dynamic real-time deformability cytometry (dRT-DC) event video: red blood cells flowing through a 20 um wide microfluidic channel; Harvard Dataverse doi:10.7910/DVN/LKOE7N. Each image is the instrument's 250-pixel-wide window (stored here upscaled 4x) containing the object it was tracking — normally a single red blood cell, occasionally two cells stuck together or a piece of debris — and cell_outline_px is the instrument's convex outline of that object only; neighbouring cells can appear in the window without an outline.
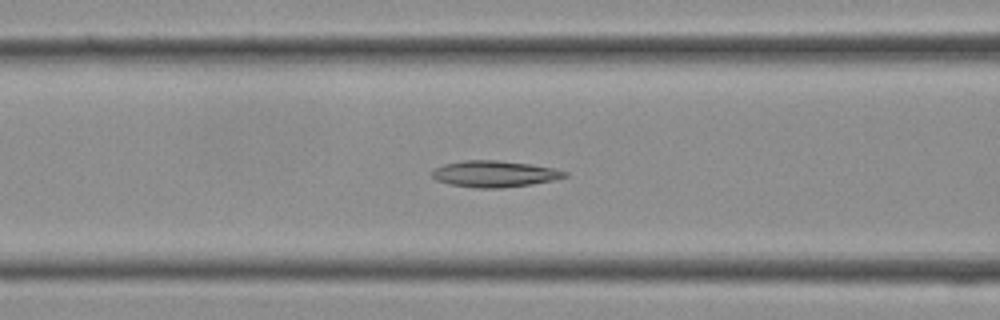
{"species": "Egyptian fruit bat (a non-hibernating species)", "species_latin": "Rousettus aegyptiacus", "temperature_condition": "cold", "stored_images_in_passage": 29, "camera_frame_rate_fps": 3000, "um_per_image_px": 0.085, "frame": {"image": 1, "passage_image": 11, "time_ms": 3.333, "image_size_px": [1000, 320], "cell_outline_px": [[568, 176], [552, 180], [532, 184], [500, 188], [476, 188], [452, 184], [436, 180], [428, 172], [432, 168], [444, 164], [464, 160], [496, 160], [528, 164], [552, 168], [568, 172]], "centroid_in_image_um": [41.97, 14.78], "position_along_channel_um": 124.6, "area_um2": 20.35}}
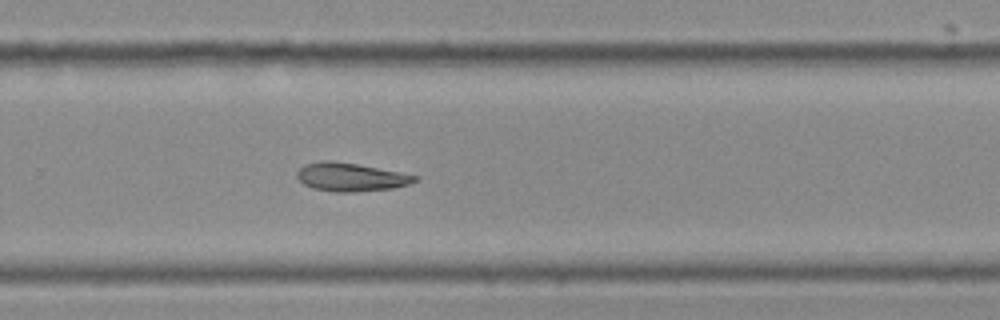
{"frame": {"image": 2, "passage_image": 19, "time_ms": 6.0, "image_size_px": [1000, 320], "cell_outline_px": [[420, 180], [408, 184], [392, 188], [356, 192], [336, 192], [312, 188], [304, 184], [296, 176], [296, 172], [304, 164], [320, 160], [332, 160], [356, 164], [400, 172], [420, 176]], "centroid_in_image_um": [29.81, 15.04], "position_along_channel_um": 300.0, "area_um2": 19.59}}
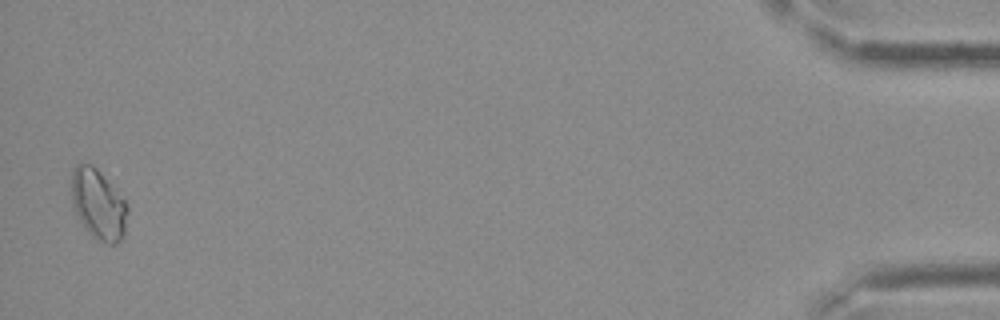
{"frame": {"image": 3, "passage_image": 29, "time_ms": 9.333, "image_size_px": [1000, 320], "cell_outline_px": [[128, 212], [124, 236], [116, 244], [108, 244], [92, 236], [84, 228], [72, 204], [72, 168], [76, 164], [92, 164], [100, 172], [124, 200], [128, 208]], "centroid_in_image_um": [8.36, 17.38], "position_along_channel_um": 426.8, "area_um2": 22.72}}